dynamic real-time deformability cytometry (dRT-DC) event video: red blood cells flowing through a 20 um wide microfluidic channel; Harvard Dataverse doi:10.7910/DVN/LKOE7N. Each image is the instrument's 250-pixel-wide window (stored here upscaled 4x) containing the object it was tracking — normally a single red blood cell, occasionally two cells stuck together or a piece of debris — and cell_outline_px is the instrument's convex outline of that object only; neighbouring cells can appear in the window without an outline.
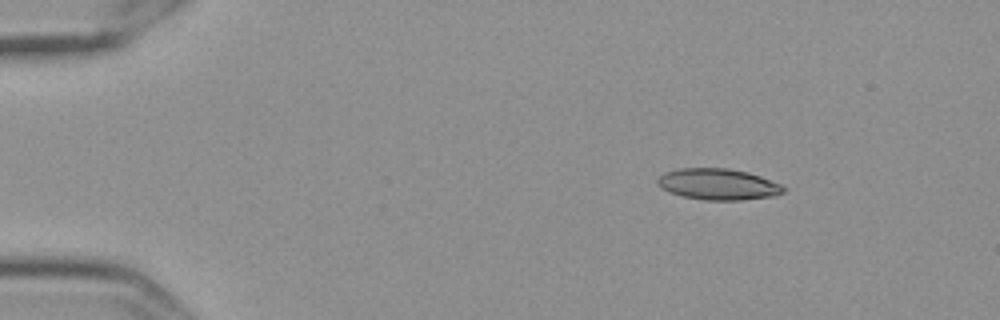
{"species": "Egyptian fruit bat (a non-hibernating species)", "species_latin": "Rousettus aegyptiacus", "temperature_condition": "cold", "stored_images_in_passage": 50, "camera_frame_rate_fps": 3000, "um_per_image_px": 0.085, "frame": {"image": 1, "passage_image": 1, "time_ms": 0.0, "image_size_px": [1000, 320], "cell_outline_px": [[784, 192], [776, 196], [740, 200], [704, 200], [684, 196], [668, 192], [660, 188], [656, 180], [664, 172], [676, 168], [728, 168], [748, 172], [760, 176], [780, 184], [784, 188]], "centroid_in_image_um": [61.01, 15.66], "position_along_channel_um": 24.0, "area_um2": 23.0}}
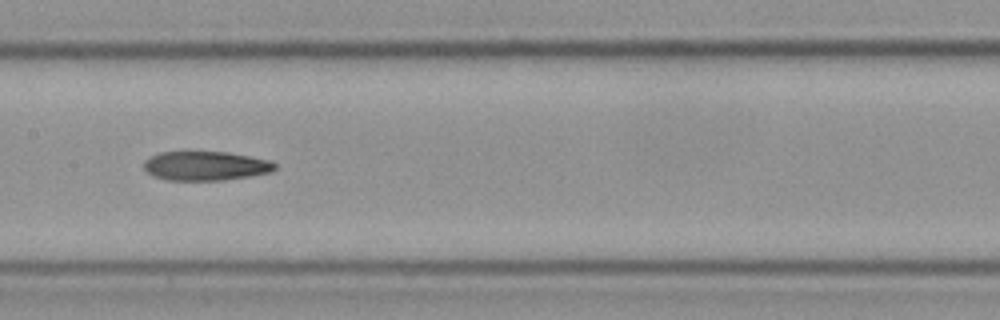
{"frame": {"image": 2, "passage_image": 22, "time_ms": 7.0, "image_size_px": [1000, 320], "cell_outline_px": [[276, 168], [272, 172], [224, 180], [168, 180], [152, 176], [144, 168], [144, 160], [148, 156], [160, 152], [228, 152], [268, 160], [276, 164]], "centroid_in_image_um": [17.44, 14.1], "position_along_channel_um": 190.0, "area_um2": 22.25}}
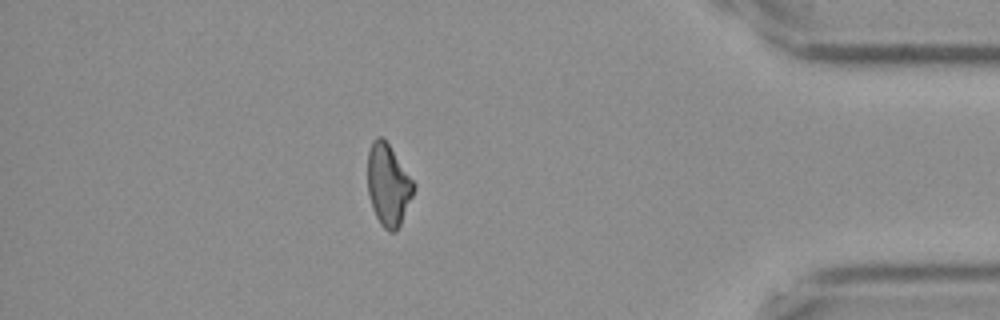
{"frame": {"image": 3, "passage_image": 43, "time_ms": 14.0, "image_size_px": [1000, 320], "cell_outline_px": [[416, 188], [400, 224], [396, 232], [388, 232], [380, 224], [372, 208], [368, 192], [368, 152], [372, 140], [376, 136], [380, 136], [388, 144], [416, 184]], "centroid_in_image_um": [33.0, 15.73], "position_along_channel_um": 402.2, "area_um2": 21.85}, "authors_computed_cell_mechanics": {"area_um2": 22.8888, "velocity_mm_per_s": 3.5547, "shape_relaxation_time_tau1_ms": null, "shape_relaxation_time_tau2_ms": 9.988, "deformation_change_tau1": null, "deformation_change_tau2": 0.226}}